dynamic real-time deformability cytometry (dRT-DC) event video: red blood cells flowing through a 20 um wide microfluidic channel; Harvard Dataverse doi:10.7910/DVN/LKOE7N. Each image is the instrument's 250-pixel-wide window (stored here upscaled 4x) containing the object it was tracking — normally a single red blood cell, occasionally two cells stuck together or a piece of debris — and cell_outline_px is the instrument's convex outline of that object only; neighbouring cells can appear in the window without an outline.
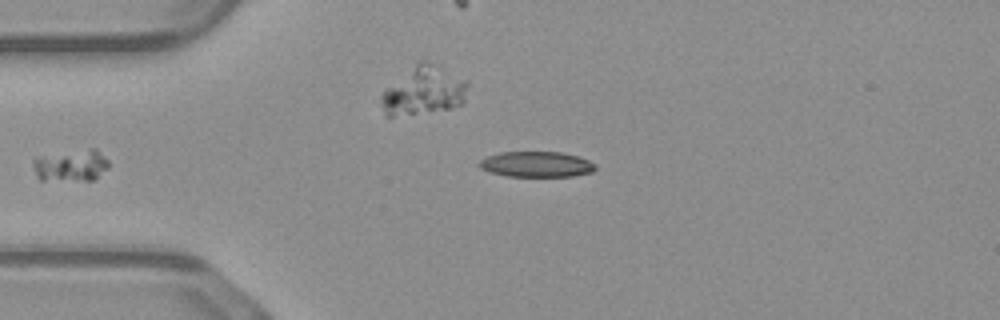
{"species": "common noctule bat (a hibernating species)", "species_latin": "Nyctalus noctula", "temperature_condition": "warm", "stored_images_in_passage": 37, "segment_of_instrument_passage": [1, 2], "camera_frame_rate_fps": 3000, "um_per_image_px": 0.085, "animal": {"sex": "male", "body_mass_g": 23.1, "forearm_length_mm": 52.7}, "frame": {"image": 1, "passage_image": 2, "time_ms": 0.333, "image_size_px": [1000, 320], "cell_outline_px": [[596, 168], [592, 172], [572, 176], [508, 176], [488, 172], [480, 168], [476, 164], [480, 160], [488, 156], [500, 152], [560, 152], [576, 156], [588, 160], [596, 164]], "centroid_in_image_um": [45.56, 13.97], "position_along_channel_um": 39.4, "area_um2": 17.28}}
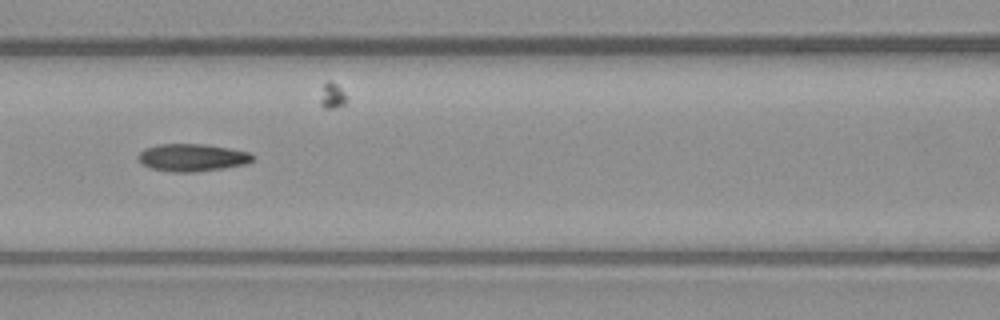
{"frame": {"image": 2, "passage_image": 12, "time_ms": 3.667, "image_size_px": [1000, 320], "cell_outline_px": [[252, 160], [248, 164], [224, 168], [196, 172], [172, 172], [152, 168], [144, 164], [136, 156], [144, 148], [160, 144], [208, 144], [252, 152]], "centroid_in_image_um": [16.37, 13.38], "position_along_channel_um": 150.2, "area_um2": 18.44}}
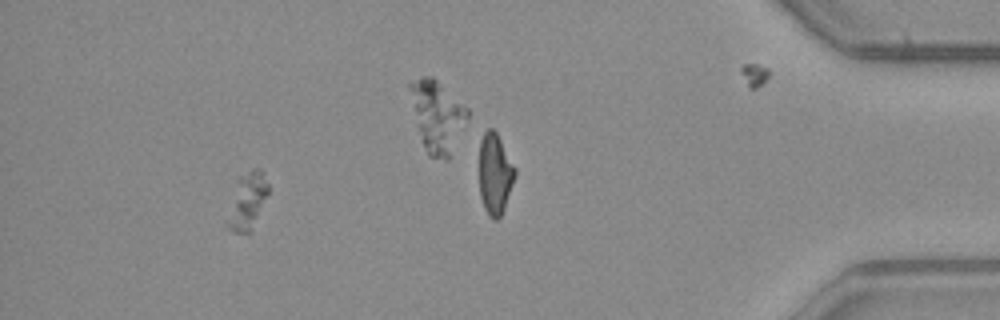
{"frame": {"image": 3, "passage_image": 32, "time_ms": 10.333, "image_size_px": [1000, 320], "cell_outline_px": [[268, 192], [252, 232], [232, 232], [224, 224], [240, 176], [252, 168], [260, 168], [264, 172], [268, 184]], "centroid_in_image_um": [21.03, 17.11], "position_along_channel_um": 414.2, "area_um2": 13.41}}